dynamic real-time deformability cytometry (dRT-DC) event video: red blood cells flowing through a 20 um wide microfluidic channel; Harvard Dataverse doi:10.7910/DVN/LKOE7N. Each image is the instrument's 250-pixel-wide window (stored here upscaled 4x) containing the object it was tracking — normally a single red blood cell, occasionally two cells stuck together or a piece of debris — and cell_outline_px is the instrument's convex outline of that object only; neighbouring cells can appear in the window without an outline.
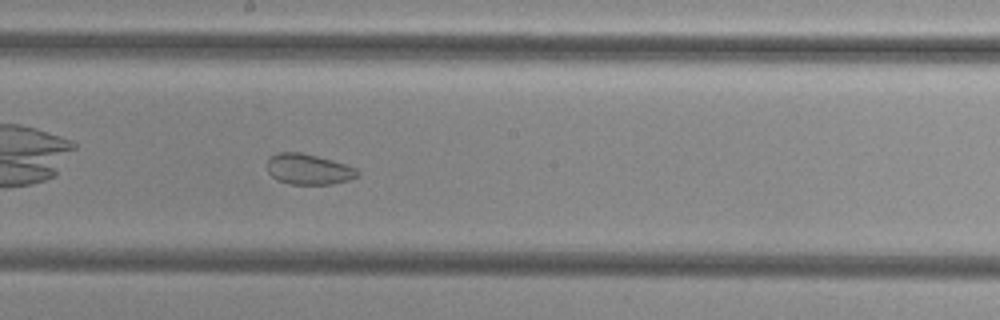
{"species": "common noctule bat (a hibernating species)", "species_latin": "Nyctalus noctula", "temperature_condition": "cold", "stored_images_in_passage": 39, "camera_frame_rate_fps": 3000, "um_per_image_px": 0.085, "animal": {"sex": "female", "body_mass_g": 29.2, "forearm_length_mm": 56.3}, "frame": {"image": 1, "passage_image": 15, "time_ms": 4.667, "image_size_px": [1000, 320], "cell_outline_px": [[360, 176], [348, 180], [332, 184], [288, 184], [276, 180], [268, 172], [268, 160], [272, 156], [280, 152], [300, 152], [332, 160], [356, 168], [360, 172]], "centroid_in_image_um": [26.24, 14.4], "position_along_channel_um": 222.0, "area_um2": 16.07}}
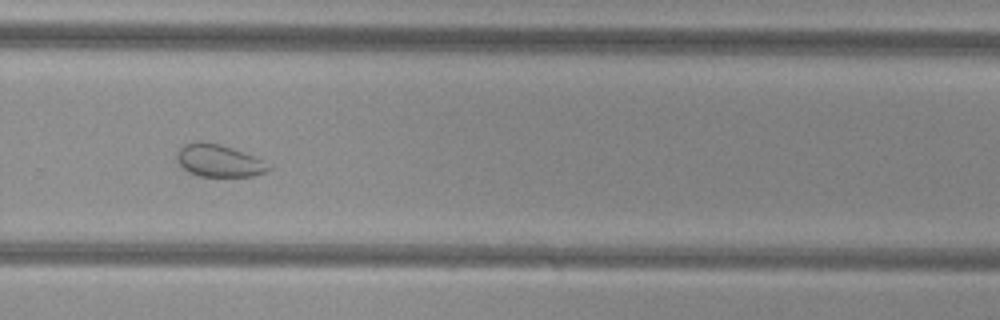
{"frame": {"image": 2, "passage_image": 22, "time_ms": 7.0, "image_size_px": [1000, 320], "cell_outline_px": [[272, 168], [268, 172], [256, 176], [200, 176], [188, 172], [176, 160], [176, 152], [184, 144], [200, 140], [220, 144], [232, 148], [252, 156], [260, 160]], "centroid_in_image_um": [18.56, 13.66], "position_along_channel_um": 311.2, "area_um2": 17.22}}
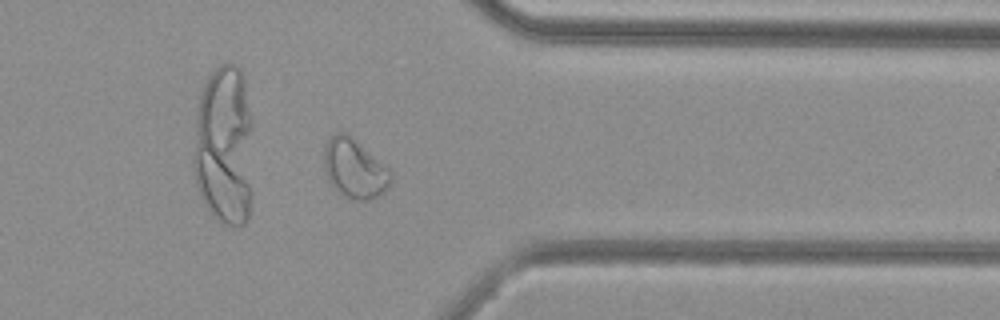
{"frame": {"image": 3, "passage_image": 28, "time_ms": 9.0, "image_size_px": [1000, 320], "cell_outline_px": [[392, 184], [380, 196], [368, 200], [352, 200], [344, 196], [328, 180], [324, 168], [324, 144], [336, 132], [344, 132], [352, 136], [388, 168], [392, 172]], "centroid_in_image_um": [30.15, 14.34], "position_along_channel_um": 381.2, "area_um2": 23.18}, "authors_computed_cell_mechanics": {"area_um2": 19.5364, "velocity_mm_per_s": 3.8315, "shape_relaxation_time_tau1_ms": null, "shape_relaxation_time_tau2_ms": 2.0882, "deformation_change_tau1": null, "deformation_change_tau2": 0.0599}}